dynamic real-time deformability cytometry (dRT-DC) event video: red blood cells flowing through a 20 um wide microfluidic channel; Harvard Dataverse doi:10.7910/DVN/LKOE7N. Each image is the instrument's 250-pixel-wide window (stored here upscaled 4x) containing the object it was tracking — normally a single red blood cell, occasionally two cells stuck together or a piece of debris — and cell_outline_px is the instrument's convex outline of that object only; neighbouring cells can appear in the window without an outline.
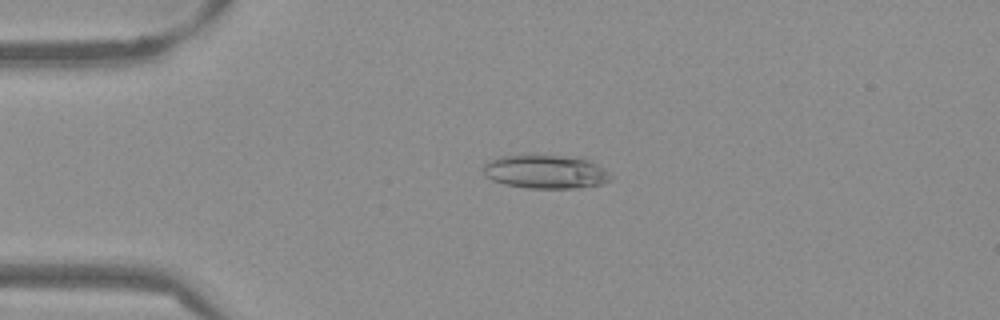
{"species": "Egyptian fruit bat (a non-hibernating species)", "species_latin": "Rousettus aegyptiacus", "temperature_condition": "warm", "stored_images_in_passage": 44, "camera_frame_rate_fps": 3000, "um_per_image_px": 0.085, "frame": {"image": 1, "passage_image": 4, "time_ms": 1.0, "image_size_px": [1000, 320], "cell_outline_px": [[612, 176], [608, 180], [600, 184], [576, 188], [528, 188], [504, 184], [492, 180], [484, 176], [480, 168], [488, 160], [500, 156], [584, 156], [604, 168]], "centroid_in_image_um": [46.35, 14.59], "position_along_channel_um": 38.7, "area_um2": 25.2}}
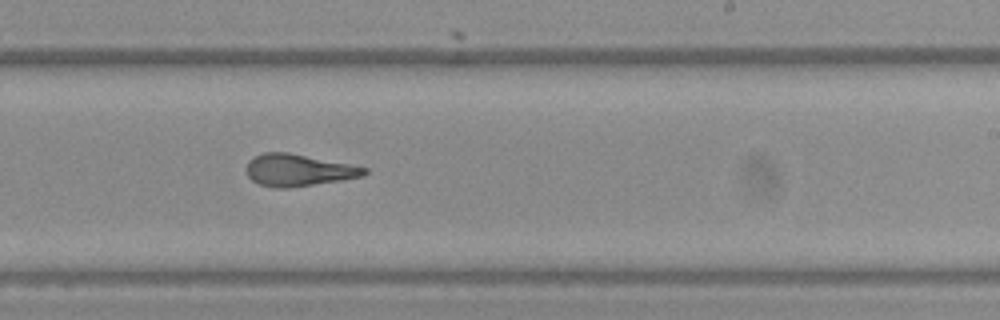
{"frame": {"image": 2, "passage_image": 24, "time_ms": 7.667, "image_size_px": [1000, 320], "cell_outline_px": [[368, 172], [364, 176], [340, 180], [288, 188], [276, 188], [260, 184], [252, 180], [248, 176], [248, 160], [252, 156], [264, 152], [288, 152], [368, 168]], "centroid_in_image_um": [25.35, 14.46], "position_along_channel_um": 263.7, "area_um2": 21.73}}
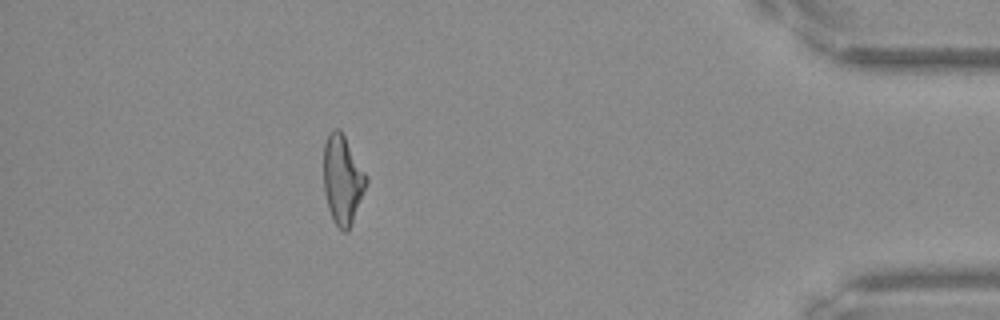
{"frame": {"image": 3, "passage_image": 39, "time_ms": 12.667, "image_size_px": [1000, 320], "cell_outline_px": [[368, 180], [348, 232], [344, 232], [336, 224], [328, 208], [324, 192], [324, 144], [328, 132], [332, 128], [340, 128], [368, 176]], "centroid_in_image_um": [29.11, 15.21], "position_along_channel_um": 406.1, "area_um2": 22.02}, "authors_computed_cell_mechanics": {"area_um2": 22.3686, "velocity_mm_per_s": 3.8423, "shape_relaxation_time_tau1_ms": 3.7125, "shape_relaxation_time_tau2_ms": 1.5002, "deformation_change_tau1": 0.18, "deformation_change_tau2": 0.1207}}